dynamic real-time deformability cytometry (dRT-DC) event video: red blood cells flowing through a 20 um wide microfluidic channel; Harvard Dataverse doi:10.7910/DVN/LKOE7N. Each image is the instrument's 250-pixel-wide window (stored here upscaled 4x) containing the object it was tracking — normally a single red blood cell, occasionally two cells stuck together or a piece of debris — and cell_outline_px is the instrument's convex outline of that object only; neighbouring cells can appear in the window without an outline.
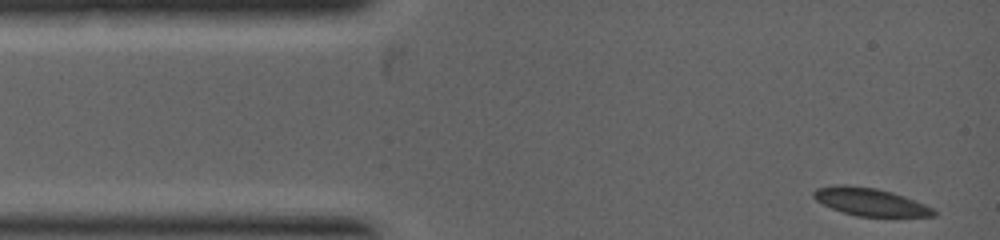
{"species": "common noctule bat (a hibernating species)", "species_latin": "Nyctalus noctula", "temperature_condition": "warm", "stored_images_in_passage": 23, "camera_frame_rate_fps": 5000, "um_per_image_px": 0.085, "animal": {"sex": "female", "body_mass_g": 19.0, "forearm_length_mm": 53.3}, "frame": {"image": 1, "passage_image": 1, "time_ms": 0.0, "image_size_px": [1000, 240], "cell_outline_px": [[936, 216], [856, 216], [832, 208], [816, 200], [812, 196], [812, 192], [816, 188], [832, 184], [844, 184], [876, 188], [892, 192], [904, 196], [924, 204], [932, 208], [936, 212]], "centroid_in_image_um": [73.92, 17.14], "position_along_channel_um": 11.1, "area_um2": 19.31}}
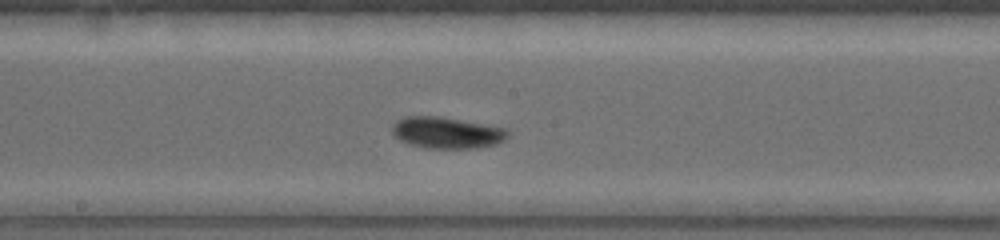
{"frame": {"image": 2, "passage_image": 14, "time_ms": 3.8, "image_size_px": [1000, 240], "cell_outline_px": [[508, 136], [504, 140], [496, 144], [476, 148], [428, 148], [408, 144], [400, 140], [392, 132], [392, 124], [396, 120], [404, 116], [436, 116], [460, 120], [504, 128], [508, 132]], "centroid_in_image_um": [37.93, 11.28], "position_along_channel_um": 210.3, "area_um2": 20.98}}
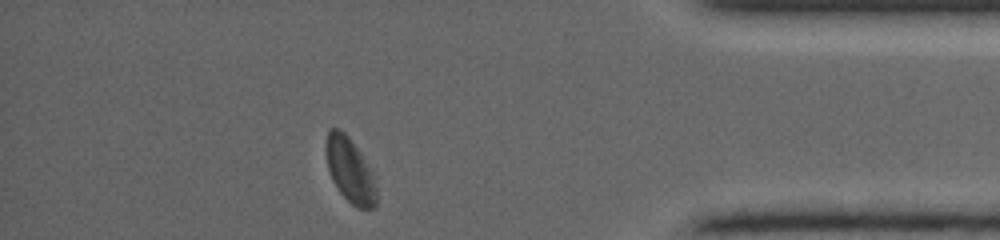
{"frame": {"image": 3, "passage_image": 23, "time_ms": 7.0, "image_size_px": [1000, 240], "cell_outline_px": [[376, 204], [372, 208], [356, 208], [340, 192], [332, 180], [328, 168], [324, 148], [324, 144], [328, 128], [340, 128], [348, 136], [372, 172], [376, 192]], "centroid_in_image_um": [29.69, 14.44], "position_along_channel_um": 405.5, "area_um2": 18.84}}